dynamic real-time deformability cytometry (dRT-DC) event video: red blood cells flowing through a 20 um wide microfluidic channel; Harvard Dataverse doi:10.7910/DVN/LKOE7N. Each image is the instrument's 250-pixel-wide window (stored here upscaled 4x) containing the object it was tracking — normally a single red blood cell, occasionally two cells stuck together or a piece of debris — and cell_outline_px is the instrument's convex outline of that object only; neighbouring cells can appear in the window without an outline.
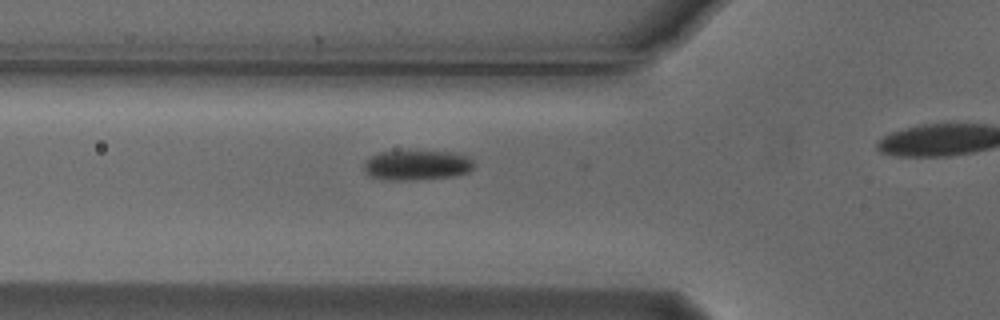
{"species": "Egyptian fruit bat (a non-hibernating species)", "species_latin": "Rousettus aegyptiacus", "temperature_condition": "cold", "stored_images_in_passage": 19, "camera_frame_rate_fps": 3000, "um_per_image_px": 0.085, "animal": {"sex": "male"}, "frame": {"image": 1, "passage_image": 14, "time_ms": 4.333, "image_size_px": [1000, 320], "cell_outline_px": [[472, 168], [468, 172], [452, 176], [416, 180], [384, 180], [368, 176], [364, 172], [364, 160], [368, 156], [380, 152], [452, 152], [468, 156], [472, 160]], "centroid_in_image_um": [35.36, 14.05], "position_along_channel_um": 90.4, "area_um2": 19.19}}